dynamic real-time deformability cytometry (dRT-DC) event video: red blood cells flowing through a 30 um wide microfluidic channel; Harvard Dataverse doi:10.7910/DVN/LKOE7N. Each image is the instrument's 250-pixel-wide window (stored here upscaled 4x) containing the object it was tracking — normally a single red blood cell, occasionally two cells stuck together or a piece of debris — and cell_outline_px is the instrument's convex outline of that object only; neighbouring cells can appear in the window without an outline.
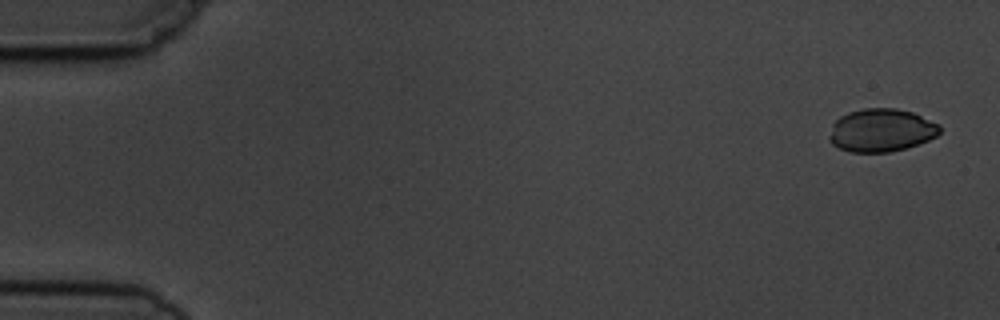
{"species": "common noctule bat (a hibernating species)", "species_latin": "Nyctalus noctula", "temperature_condition": "cold", "stored_images_in_passage": 6, "camera_frame_rate_fps": 3000, "um_per_image_px": 0.085, "animal": {"sex": "male", "body_mass_g": 19.5, "forearm_length_mm": 54.6}, "frame": {"image": 1, "passage_image": 1, "time_ms": 0.0, "image_size_px": [1000, 320], "cell_outline_px": [[940, 132], [936, 136], [928, 140], [904, 148], [888, 152], [848, 152], [832, 144], [832, 124], [840, 116], [848, 112], [864, 108], [896, 108], [912, 112], [940, 124]], "centroid_in_image_um": [74.93, 11.06], "position_along_channel_um": 10.1, "area_um2": 27.4}}